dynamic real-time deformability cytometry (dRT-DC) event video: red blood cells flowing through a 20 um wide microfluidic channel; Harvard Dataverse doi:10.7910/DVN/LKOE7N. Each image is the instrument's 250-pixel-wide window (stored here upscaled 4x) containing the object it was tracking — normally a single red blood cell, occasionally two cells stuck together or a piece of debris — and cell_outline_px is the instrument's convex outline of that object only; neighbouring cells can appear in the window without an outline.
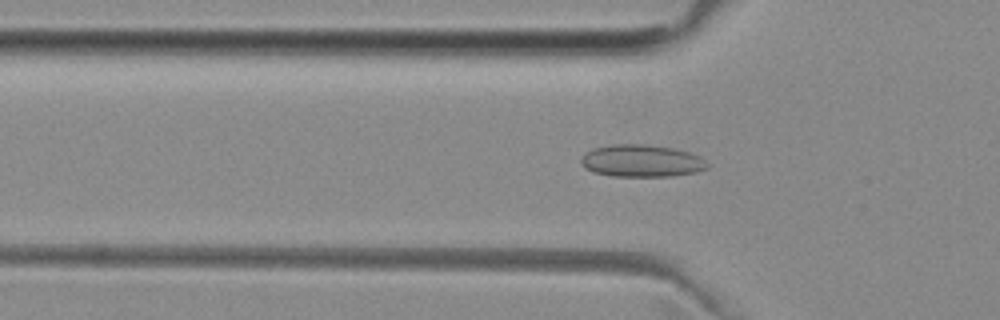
{"species": "common noctule bat (a hibernating species)", "species_latin": "Nyctalus noctula", "temperature_condition": "room temperature", "stored_images_in_passage": 50, "camera_frame_rate_fps": 3000, "um_per_image_px": 0.085, "animal": {"sex": "female", "body_mass_g": 29.2, "forearm_length_mm": 56.3}, "frame": {"image": 1, "passage_image": 15, "time_ms": 4.667, "image_size_px": [1000, 320], "cell_outline_px": [[708, 168], [696, 172], [672, 176], [612, 176], [592, 172], [584, 168], [580, 164], [580, 156], [584, 152], [592, 148], [608, 144], [648, 144], [672, 148], [688, 152], [700, 156], [708, 164]], "centroid_in_image_um": [54.46, 13.66], "position_along_channel_um": 71.3, "area_um2": 24.1}}
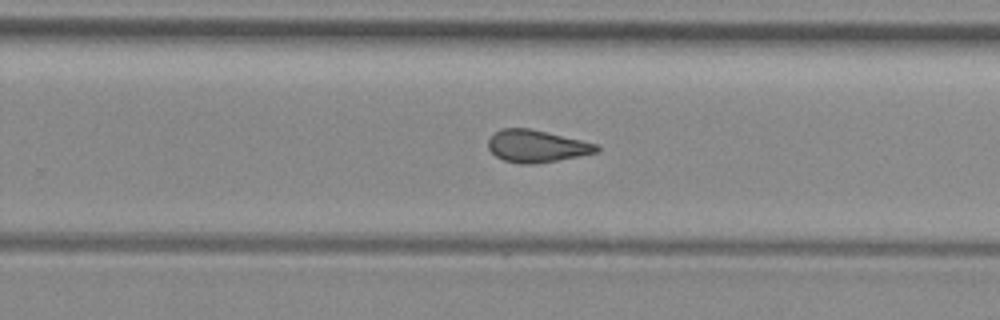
{"frame": {"image": 2, "passage_image": 31, "time_ms": 10.0, "image_size_px": [1000, 320], "cell_outline_px": [[600, 152], [536, 164], [520, 164], [504, 160], [496, 156], [488, 148], [488, 140], [500, 128], [528, 128], [600, 144]], "centroid_in_image_um": [45.65, 12.43], "position_along_channel_um": 284.2, "area_um2": 20.4}}
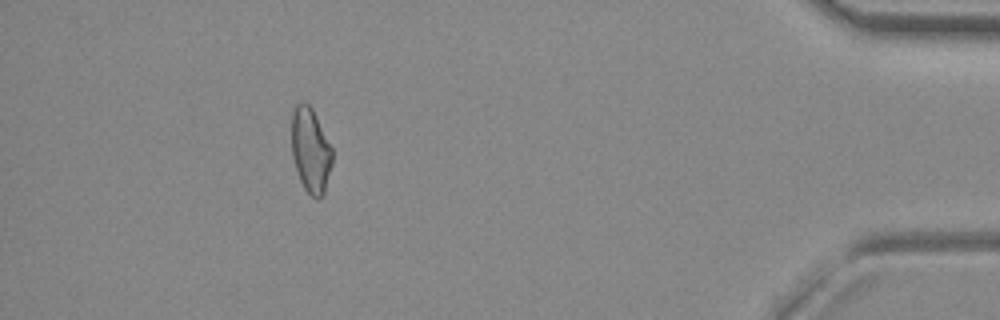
{"frame": {"image": 3, "passage_image": 45, "time_ms": 14.667, "image_size_px": [1000, 320], "cell_outline_px": [[332, 164], [324, 192], [316, 200], [304, 188], [300, 180], [292, 156], [292, 112], [296, 104], [308, 104], [312, 108], [332, 148]], "centroid_in_image_um": [26.4, 12.78], "position_along_channel_um": 408.8, "area_um2": 19.77}, "authors_computed_cell_mechanics": {"area_um2": 20.8369, "velocity_mm_per_s": 3.9887, "shape_relaxation_time_tau1_ms": null, "shape_relaxation_time_tau2_ms": 2.0426, "deformation_change_tau1": null, "deformation_change_tau2": 0.092}}